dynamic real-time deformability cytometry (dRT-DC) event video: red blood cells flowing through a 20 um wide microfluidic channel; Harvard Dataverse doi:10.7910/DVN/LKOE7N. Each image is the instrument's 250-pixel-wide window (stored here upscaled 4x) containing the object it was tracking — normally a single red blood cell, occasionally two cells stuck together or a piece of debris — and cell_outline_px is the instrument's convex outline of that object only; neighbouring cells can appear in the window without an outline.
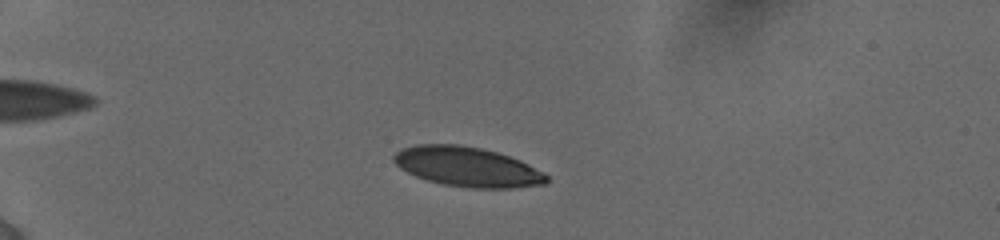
{"species": "human", "species_latin": "Homo sapiens", "temperature_condition": "cold", "stored_images_in_passage": 10, "camera_frame_rate_fps": 3000, "um_per_image_px": 0.085, "donor": {"sex": "female"}, "frame": {"image": 1, "passage_image": 6, "time_ms": 2.667, "image_size_px": [1000, 240], "cell_outline_px": [[548, 180], [544, 184], [512, 188], [472, 188], [444, 184], [428, 180], [416, 176], [400, 168], [392, 160], [392, 156], [396, 152], [404, 148], [416, 144], [460, 144], [480, 148], [496, 152], [520, 160], [544, 172], [548, 176]], "centroid_in_image_um": [39.72, 14.17], "position_along_channel_um": 45.3, "area_um2": 35.2}}
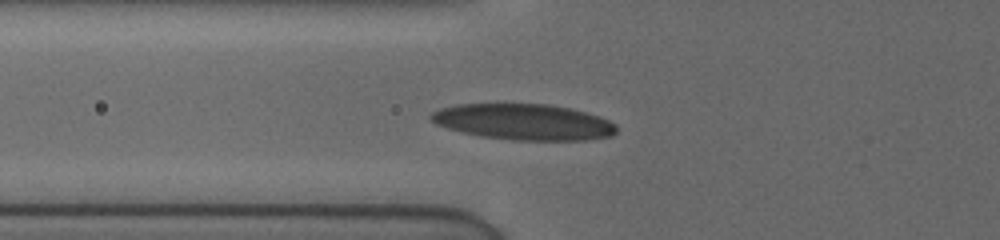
{"frame": {"image": 2, "passage_image": 10, "time_ms": 5.0, "image_size_px": [1000, 240], "cell_outline_px": [[616, 132], [612, 136], [588, 140], [512, 140], [480, 136], [460, 132], [436, 124], [428, 116], [432, 112], [440, 108], [460, 104], [548, 104], [572, 108], [600, 116], [616, 124]], "centroid_in_image_um": [44.53, 10.36], "position_along_channel_um": 81.3, "area_um2": 39.07}}